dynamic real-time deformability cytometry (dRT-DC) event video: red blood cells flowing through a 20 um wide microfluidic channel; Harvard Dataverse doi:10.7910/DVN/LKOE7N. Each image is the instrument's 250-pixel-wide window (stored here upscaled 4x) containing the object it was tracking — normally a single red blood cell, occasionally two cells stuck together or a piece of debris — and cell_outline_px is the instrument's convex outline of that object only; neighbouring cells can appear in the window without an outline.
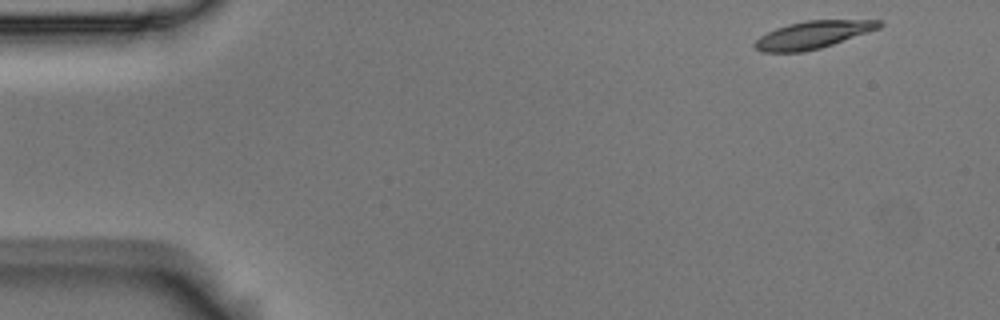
{"species": "Egyptian fruit bat (a non-hibernating species)", "species_latin": "Rousettus aegyptiacus", "temperature_condition": "room temperature", "stored_images_in_passage": 3, "segment_of_instrument_passage": [2, 2], "camera_frame_rate_fps": 3000, "um_per_image_px": 0.085, "animal": {"sex": "male"}, "frame": {"image": 1, "passage_image": 3, "time_ms": 0.667, "image_size_px": [1000, 320], "cell_outline_px": [[884, 24], [880, 28], [820, 48], [804, 52], [760, 52], [752, 44], [760, 36], [776, 28], [788, 24], [804, 20], [880, 20]], "centroid_in_image_um": [69.07, 2.95], "position_along_channel_um": 15.9, "area_um2": 19.88}}